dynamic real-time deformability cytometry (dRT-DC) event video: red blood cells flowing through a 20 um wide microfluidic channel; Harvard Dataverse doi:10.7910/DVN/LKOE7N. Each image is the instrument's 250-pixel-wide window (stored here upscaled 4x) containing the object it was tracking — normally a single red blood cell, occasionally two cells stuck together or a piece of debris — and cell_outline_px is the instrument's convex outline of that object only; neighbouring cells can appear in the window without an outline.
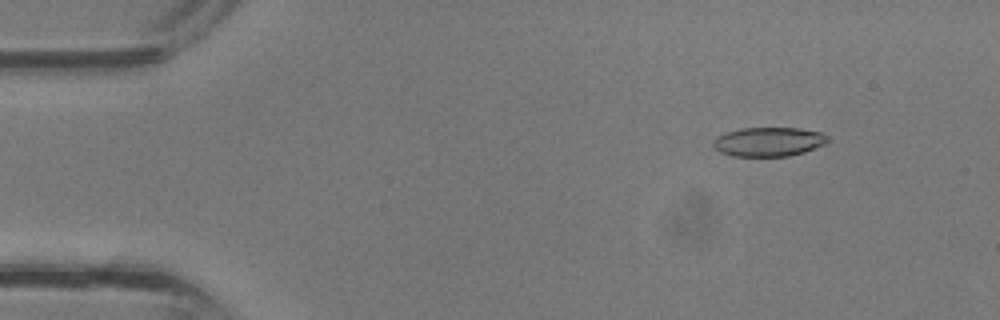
{"species": "common noctule bat (a hibernating species)", "species_latin": "Nyctalus noctula", "temperature_condition": "room temperature", "stored_images_in_passage": 35, "camera_frame_rate_fps": 3000, "um_per_image_px": 0.085, "animal": {"sex": "male", "body_mass_g": 13.3}, "frame": {"image": 1, "passage_image": 3, "time_ms": 0.667, "image_size_px": [1000, 320], "cell_outline_px": [[828, 140], [824, 144], [804, 152], [788, 156], [732, 156], [720, 152], [712, 144], [712, 140], [716, 136], [740, 128], [800, 128], [820, 132], [828, 136]], "centroid_in_image_um": [65.31, 12.05], "position_along_channel_um": 19.7, "area_um2": 19.42}}
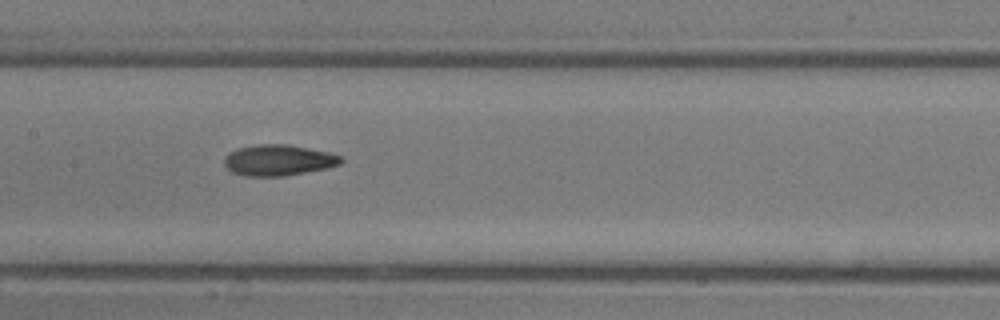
{"frame": {"image": 2, "passage_image": 16, "time_ms": 5.0, "image_size_px": [1000, 320], "cell_outline_px": [[344, 160], [340, 164], [328, 168], [284, 176], [244, 176], [232, 172], [224, 164], [224, 156], [228, 152], [236, 148], [256, 144], [288, 144], [328, 152], [344, 156]], "centroid_in_image_um": [23.66, 13.61], "position_along_channel_um": 183.7, "area_um2": 21.33}}
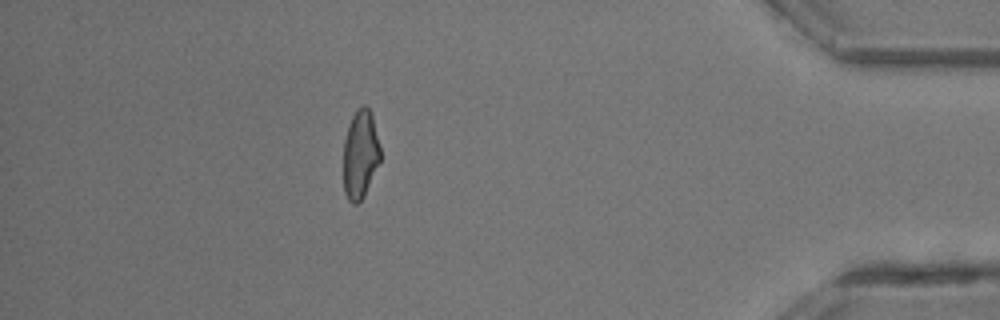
{"frame": {"image": 3, "passage_image": 30, "time_ms": 9.667, "image_size_px": [1000, 320], "cell_outline_px": [[380, 160], [364, 196], [356, 204], [352, 204], [348, 200], [344, 192], [344, 140], [348, 124], [356, 108], [364, 104], [368, 108], [372, 116], [380, 148]], "centroid_in_image_um": [30.61, 13.11], "position_along_channel_um": 404.6, "area_um2": 18.96}}